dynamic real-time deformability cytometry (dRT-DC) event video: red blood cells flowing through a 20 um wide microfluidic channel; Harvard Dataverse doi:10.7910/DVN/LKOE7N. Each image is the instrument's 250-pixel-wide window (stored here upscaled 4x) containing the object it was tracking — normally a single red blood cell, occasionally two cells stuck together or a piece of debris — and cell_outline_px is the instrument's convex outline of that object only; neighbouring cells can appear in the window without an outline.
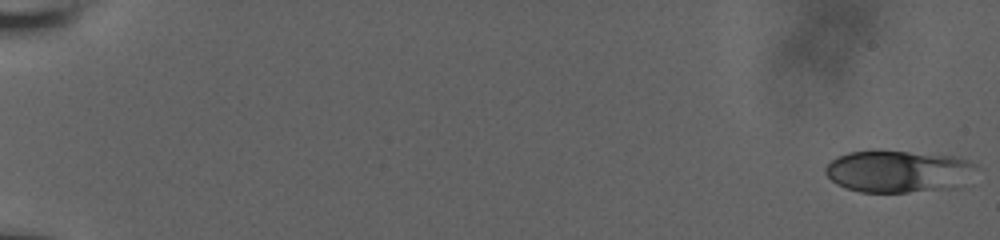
{"species": "human", "species_latin": "Homo sapiens", "temperature_condition": "room temperature", "stored_images_in_passage": 57, "camera_frame_rate_fps": 3000, "um_per_image_px": 0.085, "donor": {"sex": "male"}, "frame": {"image": 1, "passage_image": 1, "time_ms": 0.0, "image_size_px": [1000, 240], "cell_outline_px": [[976, 168], [956, 188], [908, 192], [860, 192], [844, 188], [836, 184], [824, 172], [824, 168], [836, 156], [848, 152], [876, 148], [880, 148], [952, 156], [968, 160], [976, 164]], "centroid_in_image_um": [76.27, 14.53], "position_along_channel_um": 8.7, "area_um2": 37.63}}
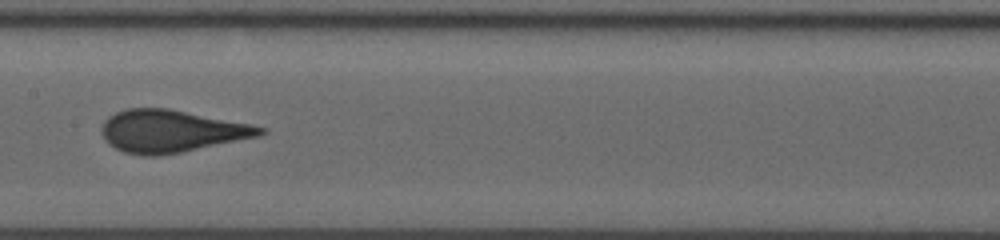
{"frame": {"image": 2, "passage_image": 32, "time_ms": 10.333, "image_size_px": [1000, 240], "cell_outline_px": [[268, 132], [260, 136], [180, 152], [156, 156], [144, 156], [124, 152], [108, 144], [104, 140], [100, 132], [100, 128], [104, 120], [108, 116], [116, 112], [128, 108], [168, 108], [252, 124], [268, 128]], "centroid_in_image_um": [14.54, 11.14], "position_along_channel_um": 192.9, "area_um2": 39.3}}
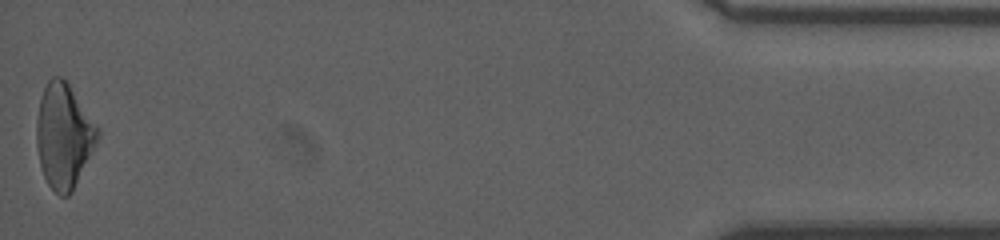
{"frame": {"image": 3, "passage_image": 57, "time_ms": 18.667, "image_size_px": [1000, 240], "cell_outline_px": [[100, 136], [72, 192], [68, 196], [60, 196], [48, 184], [44, 176], [40, 164], [36, 144], [36, 120], [40, 96], [48, 80], [52, 76], [60, 76], [68, 84], [100, 128]], "centroid_in_image_um": [5.42, 11.54], "position_along_channel_um": 429.8, "area_um2": 37.17}, "authors_computed_cell_mechanics": {"area_um2": 37.4544, "velocity_mm_per_s": 3.8295, "shape_relaxation_time_tau1_ms": 9.4099, "shape_relaxation_time_tau2_ms": 0.6285, "deformation_change_tau1": 0.1963, "deformation_change_tau2": 0.0313}}